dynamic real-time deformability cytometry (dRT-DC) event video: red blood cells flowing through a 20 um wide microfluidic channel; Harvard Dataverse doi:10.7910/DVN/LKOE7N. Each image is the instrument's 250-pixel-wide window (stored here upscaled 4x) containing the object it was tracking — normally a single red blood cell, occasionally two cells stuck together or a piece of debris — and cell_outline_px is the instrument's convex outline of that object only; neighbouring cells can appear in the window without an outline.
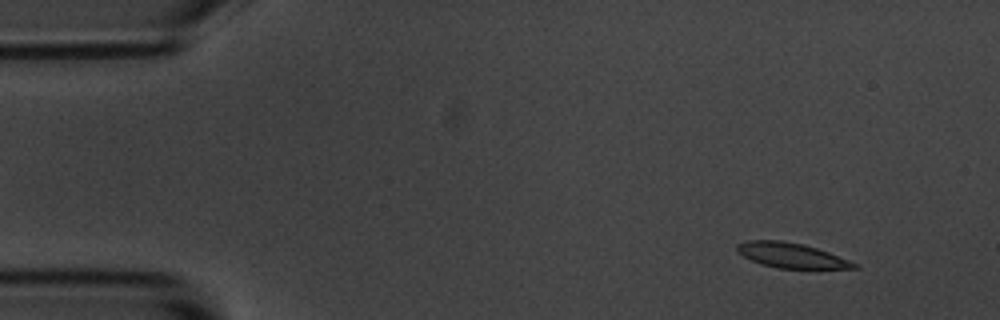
{"species": "common noctule bat (a hibernating species)", "species_latin": "Nyctalus noctula", "temperature_condition": "room temperature", "stored_images_in_passage": 51, "camera_frame_rate_fps": 3000, "um_per_image_px": 0.085, "animal": {"sex": "male", "body_mass_g": 20.1, "forearm_length_mm": 53.5}, "frame": {"image": 1, "passage_image": 1, "time_ms": 0.0, "image_size_px": [1000, 320], "cell_outline_px": [[860, 268], [776, 268], [760, 264], [736, 252], [736, 244], [748, 240], [780, 240], [804, 244], [828, 252], [860, 264]], "centroid_in_image_um": [67.24, 21.7], "position_along_channel_um": 17.8, "area_um2": 17.05}}
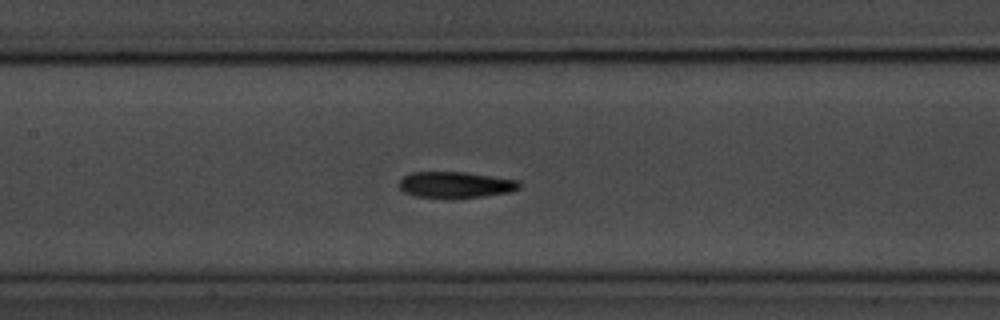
{"frame": {"image": 2, "passage_image": 21, "time_ms": 6.667, "image_size_px": [1000, 320], "cell_outline_px": [[520, 188], [508, 192], [484, 196], [452, 200], [448, 200], [416, 196], [404, 192], [400, 188], [400, 180], [404, 176], [412, 172], [464, 172], [520, 180]], "centroid_in_image_um": [38.72, 15.73], "position_along_channel_um": 168.7, "area_um2": 18.73}}
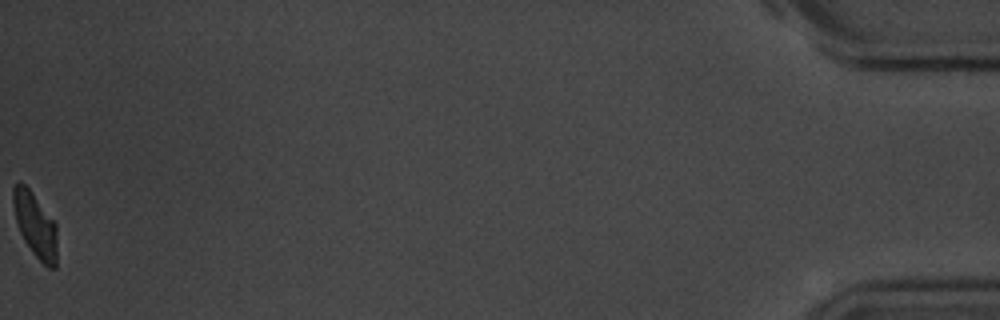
{"frame": {"image": 3, "passage_image": 51, "time_ms": 16.667, "image_size_px": [1000, 320], "cell_outline_px": [[56, 268], [48, 268], [36, 256], [24, 240], [20, 232], [16, 220], [12, 200], [12, 188], [16, 184], [24, 184], [32, 192], [56, 224]], "centroid_in_image_um": [2.99, 19.13], "position_along_channel_um": 432.2, "area_um2": 16.18}, "authors_computed_cell_mechanics": {"area_um2": 18.0336, "velocity_mm_per_s": 3.6416, "shape_relaxation_time_tau1_ms": 3.498, "shape_relaxation_time_tau2_ms": 3.4375, "deformation_change_tau1": 0.1659, "deformation_change_tau2": 0.1046}}